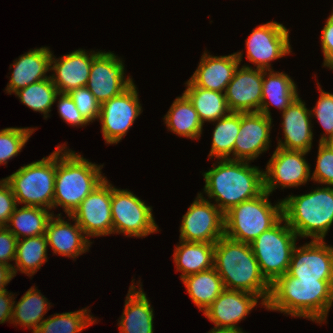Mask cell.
<instances>
[{"mask_svg": "<svg viewBox=\"0 0 333 333\" xmlns=\"http://www.w3.org/2000/svg\"><path fill=\"white\" fill-rule=\"evenodd\" d=\"M333 304V280H299L285 273L270 288L266 310L322 324Z\"/></svg>", "mask_w": 333, "mask_h": 333, "instance_id": "6da1fadb", "label": "cell"}, {"mask_svg": "<svg viewBox=\"0 0 333 333\" xmlns=\"http://www.w3.org/2000/svg\"><path fill=\"white\" fill-rule=\"evenodd\" d=\"M251 162L219 159L213 168L203 172V192L223 212L241 202L261 195L264 190V171Z\"/></svg>", "mask_w": 333, "mask_h": 333, "instance_id": "7a4b0ae2", "label": "cell"}, {"mask_svg": "<svg viewBox=\"0 0 333 333\" xmlns=\"http://www.w3.org/2000/svg\"><path fill=\"white\" fill-rule=\"evenodd\" d=\"M214 268L225 289L257 295L266 308L271 284L262 275L250 244L224 235L215 243Z\"/></svg>", "mask_w": 333, "mask_h": 333, "instance_id": "3957f363", "label": "cell"}, {"mask_svg": "<svg viewBox=\"0 0 333 333\" xmlns=\"http://www.w3.org/2000/svg\"><path fill=\"white\" fill-rule=\"evenodd\" d=\"M102 168L103 165L92 163L68 149L65 143L57 145L53 208L61 206L67 216L71 215L106 179L101 174Z\"/></svg>", "mask_w": 333, "mask_h": 333, "instance_id": "277c9868", "label": "cell"}, {"mask_svg": "<svg viewBox=\"0 0 333 333\" xmlns=\"http://www.w3.org/2000/svg\"><path fill=\"white\" fill-rule=\"evenodd\" d=\"M283 218L300 238L324 240L333 224V186L282 199Z\"/></svg>", "mask_w": 333, "mask_h": 333, "instance_id": "5b68a950", "label": "cell"}, {"mask_svg": "<svg viewBox=\"0 0 333 333\" xmlns=\"http://www.w3.org/2000/svg\"><path fill=\"white\" fill-rule=\"evenodd\" d=\"M270 194L261 195L231 207L224 213V235L232 240L253 242L261 233L275 226L283 218L282 200L272 205Z\"/></svg>", "mask_w": 333, "mask_h": 333, "instance_id": "8992f818", "label": "cell"}, {"mask_svg": "<svg viewBox=\"0 0 333 333\" xmlns=\"http://www.w3.org/2000/svg\"><path fill=\"white\" fill-rule=\"evenodd\" d=\"M55 177L56 149L48 157L24 165L4 179L11 186L17 204L52 210Z\"/></svg>", "mask_w": 333, "mask_h": 333, "instance_id": "52a82bcc", "label": "cell"}, {"mask_svg": "<svg viewBox=\"0 0 333 333\" xmlns=\"http://www.w3.org/2000/svg\"><path fill=\"white\" fill-rule=\"evenodd\" d=\"M297 240L294 230L282 218L250 243L261 273L270 284L288 272Z\"/></svg>", "mask_w": 333, "mask_h": 333, "instance_id": "ba28073f", "label": "cell"}, {"mask_svg": "<svg viewBox=\"0 0 333 333\" xmlns=\"http://www.w3.org/2000/svg\"><path fill=\"white\" fill-rule=\"evenodd\" d=\"M111 212L113 234L140 238L159 230L152 206L146 205L130 190H121L112 185Z\"/></svg>", "mask_w": 333, "mask_h": 333, "instance_id": "9c48e42d", "label": "cell"}, {"mask_svg": "<svg viewBox=\"0 0 333 333\" xmlns=\"http://www.w3.org/2000/svg\"><path fill=\"white\" fill-rule=\"evenodd\" d=\"M138 95L133 82L121 94L100 104L98 121L106 144L119 143L143 112Z\"/></svg>", "mask_w": 333, "mask_h": 333, "instance_id": "30bf717a", "label": "cell"}, {"mask_svg": "<svg viewBox=\"0 0 333 333\" xmlns=\"http://www.w3.org/2000/svg\"><path fill=\"white\" fill-rule=\"evenodd\" d=\"M180 240L216 243L224 236V213L200 192L182 216Z\"/></svg>", "mask_w": 333, "mask_h": 333, "instance_id": "8fae6325", "label": "cell"}, {"mask_svg": "<svg viewBox=\"0 0 333 333\" xmlns=\"http://www.w3.org/2000/svg\"><path fill=\"white\" fill-rule=\"evenodd\" d=\"M289 33L283 24L276 21L258 25L245 41L247 60L257 69L273 70L272 61L292 52Z\"/></svg>", "mask_w": 333, "mask_h": 333, "instance_id": "7c38bea8", "label": "cell"}, {"mask_svg": "<svg viewBox=\"0 0 333 333\" xmlns=\"http://www.w3.org/2000/svg\"><path fill=\"white\" fill-rule=\"evenodd\" d=\"M305 155L307 152L276 147L264 171V190L271 195L280 186L300 187L312 180Z\"/></svg>", "mask_w": 333, "mask_h": 333, "instance_id": "4fadbf2b", "label": "cell"}, {"mask_svg": "<svg viewBox=\"0 0 333 333\" xmlns=\"http://www.w3.org/2000/svg\"><path fill=\"white\" fill-rule=\"evenodd\" d=\"M125 75L123 60L113 52L100 50L92 60L86 87L102 104L121 94L134 82L131 76L126 78Z\"/></svg>", "mask_w": 333, "mask_h": 333, "instance_id": "5bb4252c", "label": "cell"}, {"mask_svg": "<svg viewBox=\"0 0 333 333\" xmlns=\"http://www.w3.org/2000/svg\"><path fill=\"white\" fill-rule=\"evenodd\" d=\"M111 199L112 184L106 178L71 214L89 239L113 234Z\"/></svg>", "mask_w": 333, "mask_h": 333, "instance_id": "9a60e30c", "label": "cell"}, {"mask_svg": "<svg viewBox=\"0 0 333 333\" xmlns=\"http://www.w3.org/2000/svg\"><path fill=\"white\" fill-rule=\"evenodd\" d=\"M287 273L299 280H333V246L324 240L296 245Z\"/></svg>", "mask_w": 333, "mask_h": 333, "instance_id": "2e32d148", "label": "cell"}, {"mask_svg": "<svg viewBox=\"0 0 333 333\" xmlns=\"http://www.w3.org/2000/svg\"><path fill=\"white\" fill-rule=\"evenodd\" d=\"M272 118L260 112L240 113V130L234 144V160L254 161L271 146Z\"/></svg>", "mask_w": 333, "mask_h": 333, "instance_id": "e0dca14e", "label": "cell"}, {"mask_svg": "<svg viewBox=\"0 0 333 333\" xmlns=\"http://www.w3.org/2000/svg\"><path fill=\"white\" fill-rule=\"evenodd\" d=\"M263 70L251 66H238L225 90L227 106L231 112H259L262 100Z\"/></svg>", "mask_w": 333, "mask_h": 333, "instance_id": "ac0fdd59", "label": "cell"}, {"mask_svg": "<svg viewBox=\"0 0 333 333\" xmlns=\"http://www.w3.org/2000/svg\"><path fill=\"white\" fill-rule=\"evenodd\" d=\"M99 53L78 49L60 58L52 53L49 75L59 93H70L72 90L86 87L93 58Z\"/></svg>", "mask_w": 333, "mask_h": 333, "instance_id": "d6986e66", "label": "cell"}, {"mask_svg": "<svg viewBox=\"0 0 333 333\" xmlns=\"http://www.w3.org/2000/svg\"><path fill=\"white\" fill-rule=\"evenodd\" d=\"M261 298L257 295L225 289L203 312L215 327L240 328L238 322L257 306Z\"/></svg>", "mask_w": 333, "mask_h": 333, "instance_id": "ffe728a7", "label": "cell"}, {"mask_svg": "<svg viewBox=\"0 0 333 333\" xmlns=\"http://www.w3.org/2000/svg\"><path fill=\"white\" fill-rule=\"evenodd\" d=\"M281 114L284 140L280 138L277 147L309 153L314 135L311 111L306 103L298 96Z\"/></svg>", "mask_w": 333, "mask_h": 333, "instance_id": "44dd1931", "label": "cell"}, {"mask_svg": "<svg viewBox=\"0 0 333 333\" xmlns=\"http://www.w3.org/2000/svg\"><path fill=\"white\" fill-rule=\"evenodd\" d=\"M243 52L226 56H213L204 51L190 80L198 87L225 93L236 68L241 64Z\"/></svg>", "mask_w": 333, "mask_h": 333, "instance_id": "7402d4cb", "label": "cell"}, {"mask_svg": "<svg viewBox=\"0 0 333 333\" xmlns=\"http://www.w3.org/2000/svg\"><path fill=\"white\" fill-rule=\"evenodd\" d=\"M68 217V220L74 221L73 225L64 221L61 213L57 216L53 214L47 224L45 235L47 244L54 254L76 259L79 255L89 251L92 242L75 219L71 215Z\"/></svg>", "mask_w": 333, "mask_h": 333, "instance_id": "603a6c76", "label": "cell"}, {"mask_svg": "<svg viewBox=\"0 0 333 333\" xmlns=\"http://www.w3.org/2000/svg\"><path fill=\"white\" fill-rule=\"evenodd\" d=\"M51 57L52 51L49 47L31 49L19 56L18 60H14L10 65V68L14 69L5 89L6 93L11 95L32 83L50 78L46 74L50 71Z\"/></svg>", "mask_w": 333, "mask_h": 333, "instance_id": "cb8c5ba5", "label": "cell"}, {"mask_svg": "<svg viewBox=\"0 0 333 333\" xmlns=\"http://www.w3.org/2000/svg\"><path fill=\"white\" fill-rule=\"evenodd\" d=\"M134 280L129 287L123 313L118 320L119 333H153V307L141 287L140 280L137 282L139 287L135 286Z\"/></svg>", "mask_w": 333, "mask_h": 333, "instance_id": "d4e9b609", "label": "cell"}, {"mask_svg": "<svg viewBox=\"0 0 333 333\" xmlns=\"http://www.w3.org/2000/svg\"><path fill=\"white\" fill-rule=\"evenodd\" d=\"M297 89L296 83L288 74L263 70L262 100L259 112L272 118L270 105L283 112L299 96Z\"/></svg>", "mask_w": 333, "mask_h": 333, "instance_id": "484cf974", "label": "cell"}, {"mask_svg": "<svg viewBox=\"0 0 333 333\" xmlns=\"http://www.w3.org/2000/svg\"><path fill=\"white\" fill-rule=\"evenodd\" d=\"M214 243L187 242L179 240L175 246L173 262L180 278L196 274L214 267Z\"/></svg>", "mask_w": 333, "mask_h": 333, "instance_id": "4316f807", "label": "cell"}, {"mask_svg": "<svg viewBox=\"0 0 333 333\" xmlns=\"http://www.w3.org/2000/svg\"><path fill=\"white\" fill-rule=\"evenodd\" d=\"M163 119L168 131L178 136L199 140L202 135L203 123L183 93L182 96L176 97Z\"/></svg>", "mask_w": 333, "mask_h": 333, "instance_id": "83f0119b", "label": "cell"}, {"mask_svg": "<svg viewBox=\"0 0 333 333\" xmlns=\"http://www.w3.org/2000/svg\"><path fill=\"white\" fill-rule=\"evenodd\" d=\"M185 85L183 94L192 103L203 125L205 122L213 123L231 112L227 106L225 93L203 89L190 79Z\"/></svg>", "mask_w": 333, "mask_h": 333, "instance_id": "f1b7e54d", "label": "cell"}, {"mask_svg": "<svg viewBox=\"0 0 333 333\" xmlns=\"http://www.w3.org/2000/svg\"><path fill=\"white\" fill-rule=\"evenodd\" d=\"M189 297L200 311H205L212 302L225 290L223 280L211 268L181 279Z\"/></svg>", "mask_w": 333, "mask_h": 333, "instance_id": "f546056e", "label": "cell"}, {"mask_svg": "<svg viewBox=\"0 0 333 333\" xmlns=\"http://www.w3.org/2000/svg\"><path fill=\"white\" fill-rule=\"evenodd\" d=\"M36 288V286L31 287L17 303L14 301L11 319V324L28 328L32 333L40 326L44 315L51 307L48 299Z\"/></svg>", "mask_w": 333, "mask_h": 333, "instance_id": "4dcf8cb0", "label": "cell"}, {"mask_svg": "<svg viewBox=\"0 0 333 333\" xmlns=\"http://www.w3.org/2000/svg\"><path fill=\"white\" fill-rule=\"evenodd\" d=\"M51 210L35 207L21 206L16 207L12 213L6 228L11 231L19 240L21 237H35L46 233V227L53 216Z\"/></svg>", "mask_w": 333, "mask_h": 333, "instance_id": "1f68e13d", "label": "cell"}, {"mask_svg": "<svg viewBox=\"0 0 333 333\" xmlns=\"http://www.w3.org/2000/svg\"><path fill=\"white\" fill-rule=\"evenodd\" d=\"M48 244L46 235L35 237L21 238L17 241L15 265L13 272L16 276L17 272L24 273L27 276L34 275L41 266L48 262Z\"/></svg>", "mask_w": 333, "mask_h": 333, "instance_id": "d6a6232c", "label": "cell"}, {"mask_svg": "<svg viewBox=\"0 0 333 333\" xmlns=\"http://www.w3.org/2000/svg\"><path fill=\"white\" fill-rule=\"evenodd\" d=\"M214 123L216 124L208 157L210 159L217 158V161L219 159L234 160V144L240 130V113L230 112L227 116L214 121Z\"/></svg>", "mask_w": 333, "mask_h": 333, "instance_id": "836d02e7", "label": "cell"}, {"mask_svg": "<svg viewBox=\"0 0 333 333\" xmlns=\"http://www.w3.org/2000/svg\"><path fill=\"white\" fill-rule=\"evenodd\" d=\"M90 312L88 308H83L74 312L56 313L45 318L34 333H80L97 322Z\"/></svg>", "mask_w": 333, "mask_h": 333, "instance_id": "e575fe53", "label": "cell"}, {"mask_svg": "<svg viewBox=\"0 0 333 333\" xmlns=\"http://www.w3.org/2000/svg\"><path fill=\"white\" fill-rule=\"evenodd\" d=\"M56 86L47 78L20 89L14 94L20 102L33 111L42 113L44 119L49 117L52 105L56 102L58 94Z\"/></svg>", "mask_w": 333, "mask_h": 333, "instance_id": "d590c367", "label": "cell"}, {"mask_svg": "<svg viewBox=\"0 0 333 333\" xmlns=\"http://www.w3.org/2000/svg\"><path fill=\"white\" fill-rule=\"evenodd\" d=\"M36 129L7 127L0 130V165L18 155Z\"/></svg>", "mask_w": 333, "mask_h": 333, "instance_id": "8d00e7d4", "label": "cell"}, {"mask_svg": "<svg viewBox=\"0 0 333 333\" xmlns=\"http://www.w3.org/2000/svg\"><path fill=\"white\" fill-rule=\"evenodd\" d=\"M320 97L311 111V116L317 118L318 122L324 129V134L320 137L319 142H324L333 135V93L325 92L317 82Z\"/></svg>", "mask_w": 333, "mask_h": 333, "instance_id": "74e56055", "label": "cell"}, {"mask_svg": "<svg viewBox=\"0 0 333 333\" xmlns=\"http://www.w3.org/2000/svg\"><path fill=\"white\" fill-rule=\"evenodd\" d=\"M316 167L311 181L325 186H333V151L323 142H319Z\"/></svg>", "mask_w": 333, "mask_h": 333, "instance_id": "f35d334b", "label": "cell"}, {"mask_svg": "<svg viewBox=\"0 0 333 333\" xmlns=\"http://www.w3.org/2000/svg\"><path fill=\"white\" fill-rule=\"evenodd\" d=\"M69 95L72 97L77 109L90 123L98 120L100 115V103L87 87L72 90Z\"/></svg>", "mask_w": 333, "mask_h": 333, "instance_id": "ab89813d", "label": "cell"}, {"mask_svg": "<svg viewBox=\"0 0 333 333\" xmlns=\"http://www.w3.org/2000/svg\"><path fill=\"white\" fill-rule=\"evenodd\" d=\"M58 99V100H57ZM58 102V113L63 121L67 122L72 126H86L89 122L84 118V116L77 109L72 97L69 93H58L56 96Z\"/></svg>", "mask_w": 333, "mask_h": 333, "instance_id": "60d3db41", "label": "cell"}, {"mask_svg": "<svg viewBox=\"0 0 333 333\" xmlns=\"http://www.w3.org/2000/svg\"><path fill=\"white\" fill-rule=\"evenodd\" d=\"M19 206L13 194L11 186L0 180V226H6L15 208Z\"/></svg>", "mask_w": 333, "mask_h": 333, "instance_id": "b9f144b4", "label": "cell"}, {"mask_svg": "<svg viewBox=\"0 0 333 333\" xmlns=\"http://www.w3.org/2000/svg\"><path fill=\"white\" fill-rule=\"evenodd\" d=\"M18 239L5 226H0V263L12 266L15 261Z\"/></svg>", "mask_w": 333, "mask_h": 333, "instance_id": "7bdbcfd3", "label": "cell"}, {"mask_svg": "<svg viewBox=\"0 0 333 333\" xmlns=\"http://www.w3.org/2000/svg\"><path fill=\"white\" fill-rule=\"evenodd\" d=\"M321 49L324 54L323 66L333 70V17L331 15L322 29Z\"/></svg>", "mask_w": 333, "mask_h": 333, "instance_id": "ee69618b", "label": "cell"}, {"mask_svg": "<svg viewBox=\"0 0 333 333\" xmlns=\"http://www.w3.org/2000/svg\"><path fill=\"white\" fill-rule=\"evenodd\" d=\"M15 294L7 290L0 291V324L10 322L13 316Z\"/></svg>", "mask_w": 333, "mask_h": 333, "instance_id": "f6af8a7d", "label": "cell"}, {"mask_svg": "<svg viewBox=\"0 0 333 333\" xmlns=\"http://www.w3.org/2000/svg\"><path fill=\"white\" fill-rule=\"evenodd\" d=\"M15 277L13 266L0 263V291L7 290L5 287Z\"/></svg>", "mask_w": 333, "mask_h": 333, "instance_id": "bcb514c9", "label": "cell"}, {"mask_svg": "<svg viewBox=\"0 0 333 333\" xmlns=\"http://www.w3.org/2000/svg\"><path fill=\"white\" fill-rule=\"evenodd\" d=\"M208 333H247L242 328L214 327Z\"/></svg>", "mask_w": 333, "mask_h": 333, "instance_id": "7dc6e473", "label": "cell"}, {"mask_svg": "<svg viewBox=\"0 0 333 333\" xmlns=\"http://www.w3.org/2000/svg\"><path fill=\"white\" fill-rule=\"evenodd\" d=\"M327 147L333 151V135L323 142Z\"/></svg>", "mask_w": 333, "mask_h": 333, "instance_id": "c3c4849f", "label": "cell"}]
</instances>
